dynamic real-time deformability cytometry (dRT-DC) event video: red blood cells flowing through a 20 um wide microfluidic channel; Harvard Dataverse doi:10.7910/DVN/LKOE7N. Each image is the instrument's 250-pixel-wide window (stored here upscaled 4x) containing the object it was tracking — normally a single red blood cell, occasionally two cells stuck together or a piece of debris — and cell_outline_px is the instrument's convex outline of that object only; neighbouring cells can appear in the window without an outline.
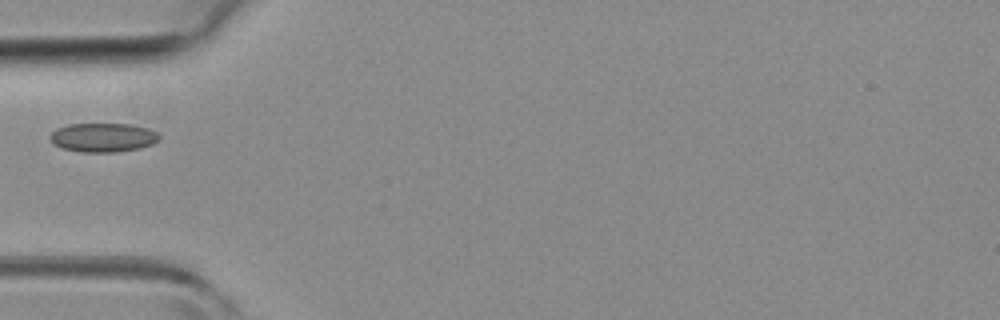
{"species": "common noctule bat (a hibernating species)", "species_latin": "Nyctalus noctula", "temperature_condition": "room temperature", "stored_images_in_passage": 5, "camera_frame_rate_fps": 3000, "um_per_image_px": 0.085, "animal": {"sex": "female", "body_mass_g": 19.3, "forearm_length_mm": 54.1}, "frame": {"image": 1, "passage_image": 5, "time_ms": 4.333, "image_size_px": [1000, 320], "cell_outline_px": [[160, 140], [152, 144], [140, 148], [116, 152], [80, 152], [60, 148], [52, 144], [48, 136], [56, 128], [68, 124], [128, 124], [148, 128], [156, 132], [160, 136]], "centroid_in_image_um": [8.72, 11.69], "position_along_channel_um": 76.3, "area_um2": 18.67}}